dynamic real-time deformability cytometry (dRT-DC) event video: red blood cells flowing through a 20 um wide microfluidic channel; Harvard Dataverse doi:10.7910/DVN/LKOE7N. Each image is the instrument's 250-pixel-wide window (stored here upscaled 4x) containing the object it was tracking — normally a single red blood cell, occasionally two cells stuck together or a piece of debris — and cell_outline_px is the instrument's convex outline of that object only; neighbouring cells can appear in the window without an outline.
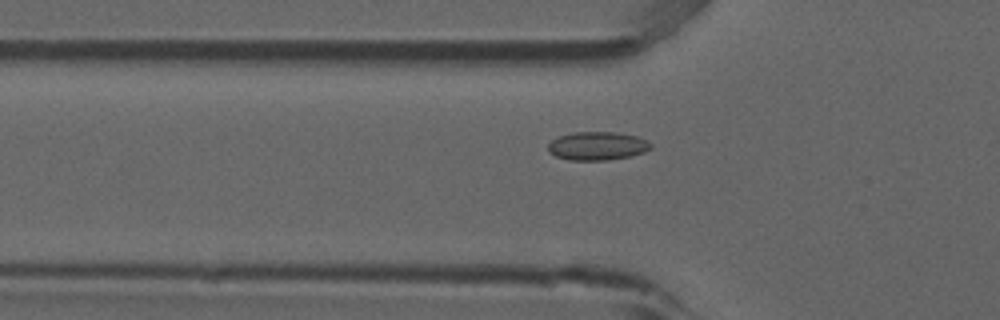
{"species": "common noctule bat (a hibernating species)", "species_latin": "Nyctalus noctula", "temperature_condition": "room temperature", "stored_images_in_passage": 42, "camera_frame_rate_fps": 3000, "um_per_image_px": 0.085, "animal": {"sex": "male", "forearm_length_mm": 52.5}, "frame": {"image": 1, "passage_image": 7, "time_ms": 2.0, "image_size_px": [1000, 320], "cell_outline_px": [[652, 148], [644, 152], [628, 156], [608, 160], [568, 160], [556, 156], [548, 152], [548, 144], [552, 140], [560, 136], [572, 132], [616, 132], [636, 136], [652, 144]], "centroid_in_image_um": [50.75, 12.4], "position_along_channel_um": 75.1, "area_um2": 16.94}}
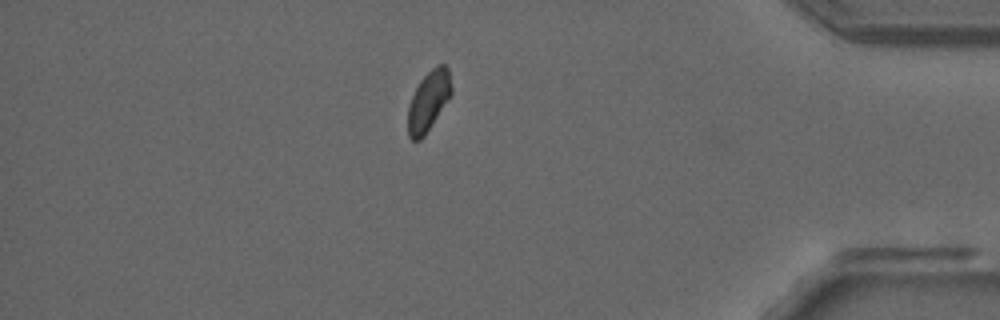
{"frame": {"image": 2, "passage_image": 35, "time_ms": 11.333, "image_size_px": [1000, 320], "cell_outline_px": [[452, 92], [432, 124], [424, 136], [420, 140], [412, 140], [408, 136], [408, 104], [420, 80], [436, 64], [444, 64], [448, 68], [452, 88]], "centroid_in_image_um": [36.41, 8.57], "position_along_channel_um": 398.8, "area_um2": 15.03}}
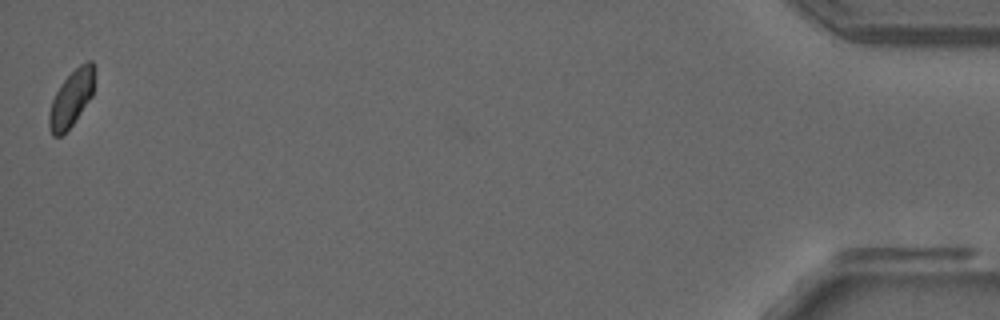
{"frame": {"image": 3, "passage_image": 42, "time_ms": 13.667, "image_size_px": [1000, 320], "cell_outline_px": [[96, 68], [92, 96], [72, 124], [60, 136], [52, 136], [48, 128], [48, 116], [52, 100], [60, 84], [80, 64], [88, 60], [92, 60]], "centroid_in_image_um": [6.07, 8.33], "position_along_channel_um": 429.1, "area_um2": 14.91}, "authors_computed_cell_mechanics": {"area_um2": 15.6927, "velocity_mm_per_s": 3.8727, "shape_relaxation_time_tau1_ms": null, "shape_relaxation_time_tau2_ms": 2.7856, "deformation_change_tau1": null, "deformation_change_tau2": 0.0468}}